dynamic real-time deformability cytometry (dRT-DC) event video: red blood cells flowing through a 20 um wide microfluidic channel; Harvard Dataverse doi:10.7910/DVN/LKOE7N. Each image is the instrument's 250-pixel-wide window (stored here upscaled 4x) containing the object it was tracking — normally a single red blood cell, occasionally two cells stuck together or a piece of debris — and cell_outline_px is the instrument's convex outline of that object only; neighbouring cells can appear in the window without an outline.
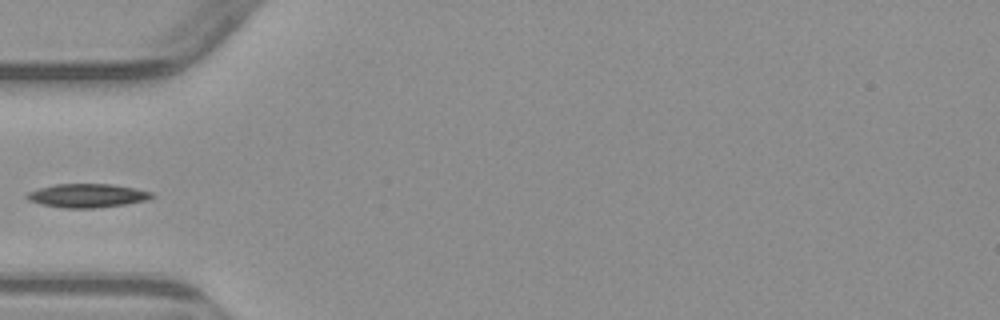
{"species": "common noctule bat (a hibernating species)", "species_latin": "Nyctalus noctula", "temperature_condition": "warm", "stored_images_in_passage": 5, "camera_frame_rate_fps": 3000, "um_per_image_px": 0.085, "animal": {"sex": "male", "body_mass_g": 23.1, "forearm_length_mm": 52.7}, "frame": {"image": 1, "passage_image": 5, "time_ms": 5.667, "image_size_px": [1000, 320], "cell_outline_px": [[156, 196], [148, 200], [124, 204], [96, 208], [64, 208], [40, 204], [28, 200], [24, 196], [28, 192], [40, 188], [56, 184], [112, 184], [136, 188], [152, 192]], "centroid_in_image_um": [7.43, 16.63], "position_along_channel_um": 77.6, "area_um2": 17.34}}